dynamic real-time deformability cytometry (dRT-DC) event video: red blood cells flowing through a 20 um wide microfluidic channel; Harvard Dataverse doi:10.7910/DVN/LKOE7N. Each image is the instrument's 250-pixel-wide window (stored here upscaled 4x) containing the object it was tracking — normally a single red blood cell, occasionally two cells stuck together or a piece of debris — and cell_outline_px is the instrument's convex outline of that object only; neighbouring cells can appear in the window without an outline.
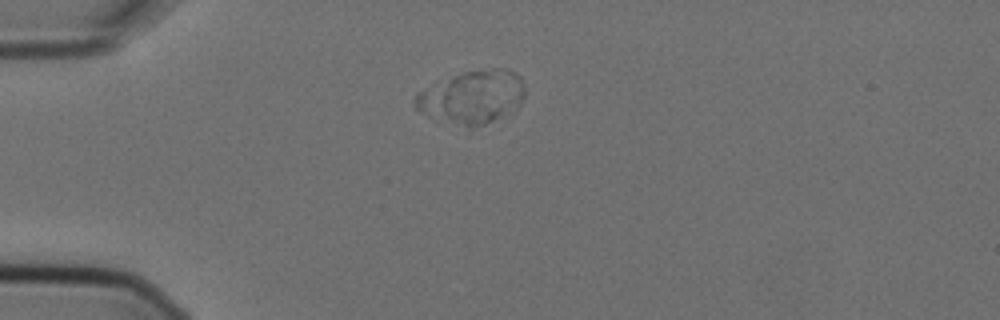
{"species": "Egyptian fruit bat (a non-hibernating species)", "species_latin": "Rousettus aegyptiacus", "temperature_condition": "cold", "stored_images_in_passage": 4, "segment_of_instrument_passage": [2, 2], "camera_frame_rate_fps": 3000, "um_per_image_px": 0.085, "animal": {"sex": "female"}, "frame": {"image": 1, "passage_image": 4, "time_ms": 1.0, "image_size_px": [1000, 320], "cell_outline_px": [[524, 96], [520, 104], [516, 108], [484, 124], [472, 128], [432, 120], [416, 108], [412, 104], [412, 100], [420, 92], [452, 76], [464, 72], [496, 68], [508, 68], [516, 72], [520, 76], [524, 84]], "centroid_in_image_um": [40.13, 8.26], "position_along_channel_um": 44.9, "area_um2": 33.81}}